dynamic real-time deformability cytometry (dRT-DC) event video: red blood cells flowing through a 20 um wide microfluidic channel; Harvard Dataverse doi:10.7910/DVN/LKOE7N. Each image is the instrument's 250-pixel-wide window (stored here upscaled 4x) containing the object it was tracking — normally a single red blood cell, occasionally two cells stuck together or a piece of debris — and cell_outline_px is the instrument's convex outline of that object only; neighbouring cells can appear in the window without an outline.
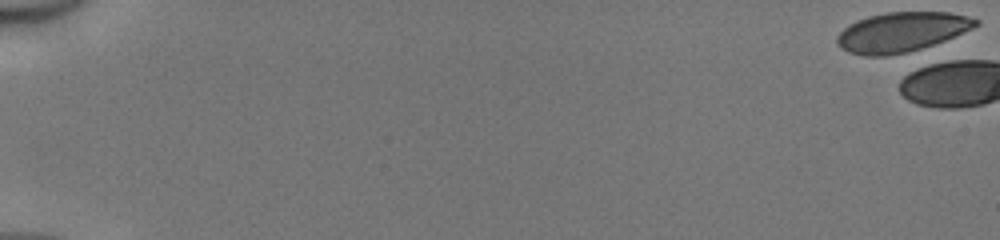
{"species": "human", "species_latin": "Homo sapiens", "temperature_condition": "cold", "stored_images_in_passage": 2, "camera_frame_rate_fps": 3000, "um_per_image_px": 0.085, "donor": {"sex": "male"}, "frame": {"image": 1, "passage_image": 1, "time_ms": 0.0, "image_size_px": [1000, 240], "cell_outline_px": [[980, 24], [972, 28], [944, 40], [908, 52], [888, 56], [864, 56], [848, 52], [840, 48], [836, 44], [836, 36], [844, 28], [856, 20], [868, 16], [888, 12], [948, 12], [980, 20]], "centroid_in_image_um": [76.57, 2.73], "position_along_channel_um": 8.4, "area_um2": 31.91}}